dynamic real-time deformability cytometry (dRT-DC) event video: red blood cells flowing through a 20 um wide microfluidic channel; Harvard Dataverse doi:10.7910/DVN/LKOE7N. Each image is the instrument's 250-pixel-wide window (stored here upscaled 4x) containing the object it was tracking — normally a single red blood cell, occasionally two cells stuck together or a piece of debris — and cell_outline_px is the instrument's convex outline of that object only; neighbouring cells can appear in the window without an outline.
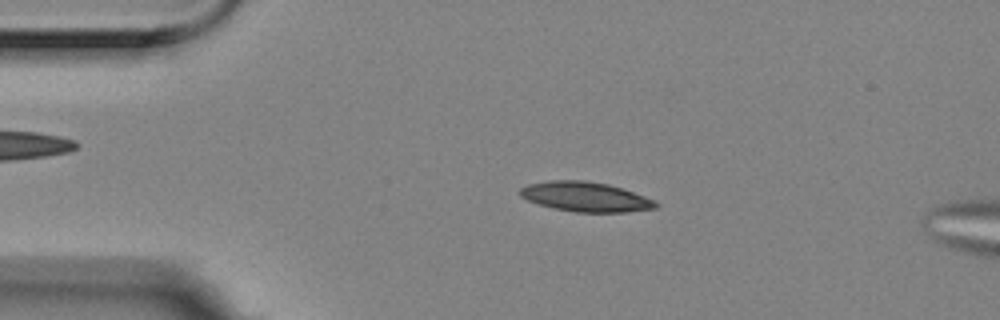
{"species": "Egyptian fruit bat (a non-hibernating species)", "species_latin": "Rousettus aegyptiacus", "temperature_condition": "room temperature", "stored_images_in_passage": 5, "camera_frame_rate_fps": 3000, "um_per_image_px": 0.085, "animal": {"sex": "female"}, "frame": {"image": 1, "passage_image": 3, "time_ms": 0.667, "image_size_px": [1000, 320], "cell_outline_px": [[660, 204], [656, 208], [628, 212], [576, 212], [552, 208], [528, 200], [520, 196], [520, 188], [528, 184], [548, 180], [584, 180], [608, 184], [644, 196]], "centroid_in_image_um": [49.75, 16.72], "position_along_channel_um": 35.3, "area_um2": 23.35}}